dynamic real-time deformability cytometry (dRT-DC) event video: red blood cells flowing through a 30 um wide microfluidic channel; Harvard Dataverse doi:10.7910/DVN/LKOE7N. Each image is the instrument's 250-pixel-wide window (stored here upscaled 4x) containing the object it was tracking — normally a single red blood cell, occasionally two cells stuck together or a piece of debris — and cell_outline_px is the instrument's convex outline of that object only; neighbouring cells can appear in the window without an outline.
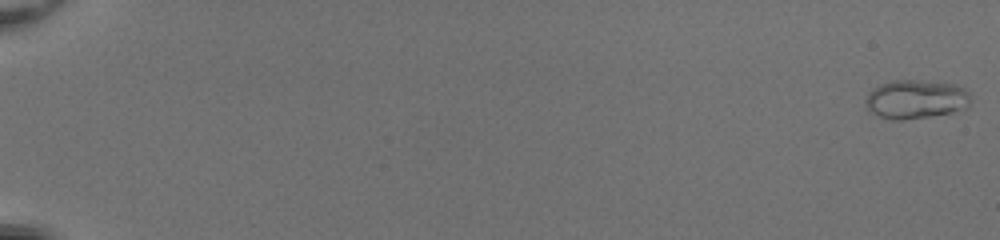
{"species": "common noctule bat (a hibernating species)", "species_latin": "Nyctalus noctula", "temperature_condition": "room temperature", "stored_images_in_passage": 53, "camera_frame_rate_fps": 3000, "um_per_image_px": 0.085, "animal": {"sex": "female", "body_mass_g": 20.0, "forearm_length_mm": 54.0}, "frame": {"image": 1, "passage_image": 1, "time_ms": 0.0, "image_size_px": [1000, 240], "cell_outline_px": [[972, 100], [968, 108], [952, 112], [928, 116], [900, 120], [892, 120], [880, 116], [872, 112], [868, 108], [864, 100], [868, 92], [872, 88], [880, 84], [892, 80], [916, 80], [956, 84], [964, 88], [968, 92]], "centroid_in_image_um": [77.86, 8.42], "position_along_channel_um": 7.1, "area_um2": 23.93}}
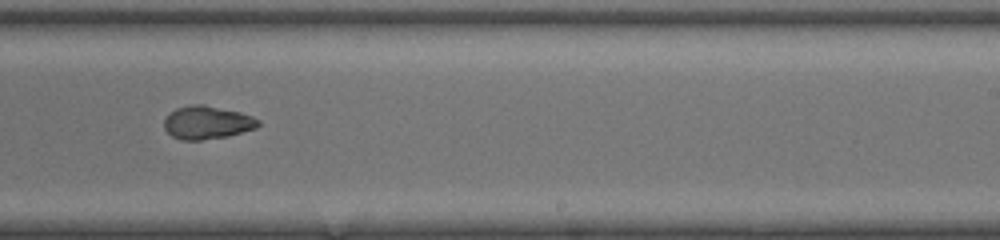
{"frame": {"image": 2, "passage_image": 36, "time_ms": 11.667, "image_size_px": [1000, 240], "cell_outline_px": [[260, 124], [256, 128], [228, 136], [200, 140], [180, 140], [172, 136], [164, 128], [164, 120], [176, 108], [192, 104], [204, 104], [240, 112], [252, 116], [260, 120]], "centroid_in_image_um": [17.62, 10.41], "position_along_channel_um": 271.4, "area_um2": 18.15}}
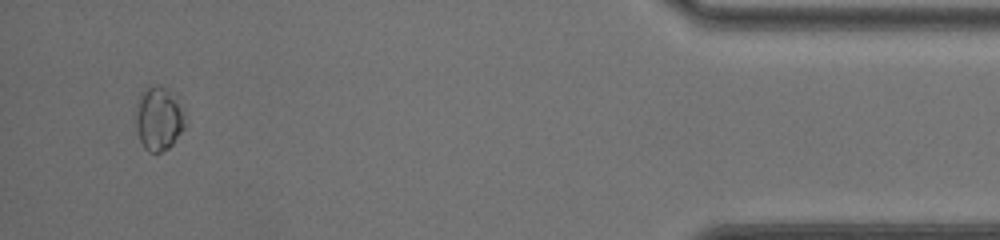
{"frame": {"image": 3, "passage_image": 51, "time_ms": 16.667, "image_size_px": [1000, 240], "cell_outline_px": [[184, 128], [172, 144], [168, 148], [160, 152], [148, 152], [144, 148], [140, 140], [132, 116], [136, 100], [140, 92], [148, 84], [160, 84], [168, 88], [180, 96], [184, 116]], "centroid_in_image_um": [13.44, 9.98], "position_along_channel_um": 421.8, "area_um2": 19.48}, "authors_computed_cell_mechanics": {"area_um2": 18.9584, "velocity_mm_per_s": 4.1804, "shape_relaxation_time_tau1_ms": 3.7402, "shape_relaxation_time_tau2_ms": 2.0158, "deformation_change_tau1": 0.1441, "deformation_change_tau2": 0.0519}}